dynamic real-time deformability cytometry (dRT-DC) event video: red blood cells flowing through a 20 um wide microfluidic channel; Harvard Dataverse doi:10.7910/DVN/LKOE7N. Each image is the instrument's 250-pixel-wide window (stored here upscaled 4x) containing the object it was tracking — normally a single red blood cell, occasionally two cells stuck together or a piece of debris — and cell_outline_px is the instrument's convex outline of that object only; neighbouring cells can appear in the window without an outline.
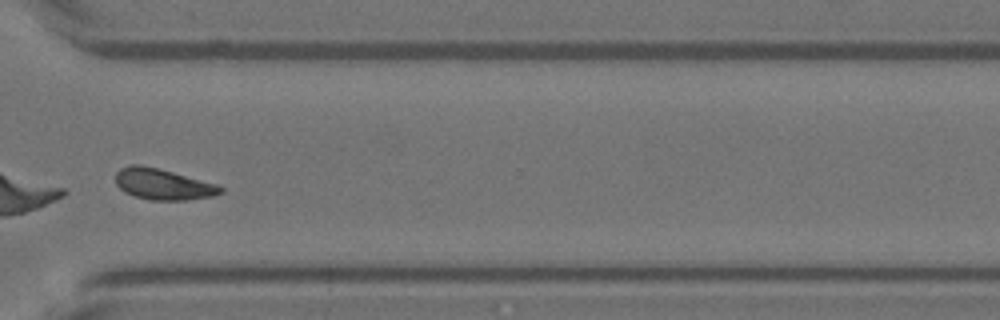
{"species": "Egyptian fruit bat (a non-hibernating species)", "species_latin": "Rousettus aegyptiacus", "temperature_condition": "warm", "stored_images_in_passage": 30, "camera_frame_rate_fps": 3000, "um_per_image_px": 0.085, "animal": {"sex": "female"}, "frame": {"image": 1, "passage_image": 22, "time_ms": 7.0, "image_size_px": [1000, 320], "cell_outline_px": [[224, 192], [212, 196], [188, 200], [152, 200], [136, 196], [124, 192], [116, 184], [116, 172], [120, 168], [132, 164], [140, 164], [172, 172], [216, 184], [224, 188]], "centroid_in_image_um": [13.84, 15.66], "position_along_channel_um": 356.8, "area_um2": 18.79}}